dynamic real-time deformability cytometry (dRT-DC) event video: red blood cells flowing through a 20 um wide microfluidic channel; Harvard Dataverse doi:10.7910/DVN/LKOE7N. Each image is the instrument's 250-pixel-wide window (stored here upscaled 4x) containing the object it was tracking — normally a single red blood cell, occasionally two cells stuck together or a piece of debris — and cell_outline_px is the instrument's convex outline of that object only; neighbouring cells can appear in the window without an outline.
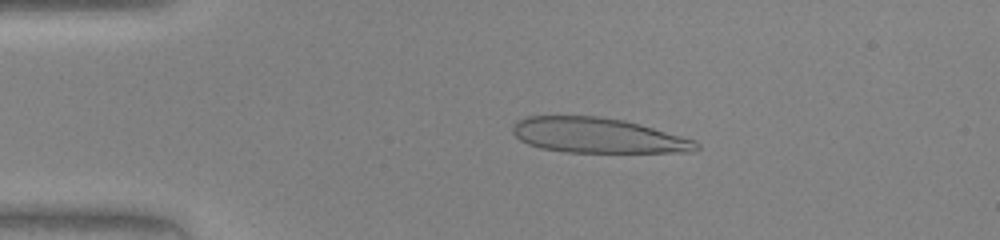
{"species": "human", "species_latin": "Homo sapiens", "temperature_condition": "warm", "stored_images_in_passage": 45, "camera_frame_rate_fps": 3000, "um_per_image_px": 0.085, "donor": {"sex": "female"}, "frame": {"image": 1, "passage_image": 8, "time_ms": 2.333, "image_size_px": [1000, 240], "cell_outline_px": [[700, 148], [692, 152], [564, 152], [540, 148], [528, 144], [520, 140], [512, 132], [512, 128], [520, 120], [528, 116], [596, 116], [624, 120], [696, 140], [700, 144]], "centroid_in_image_um": [50.83, 11.52], "position_along_channel_um": 34.2, "area_um2": 37.4}}
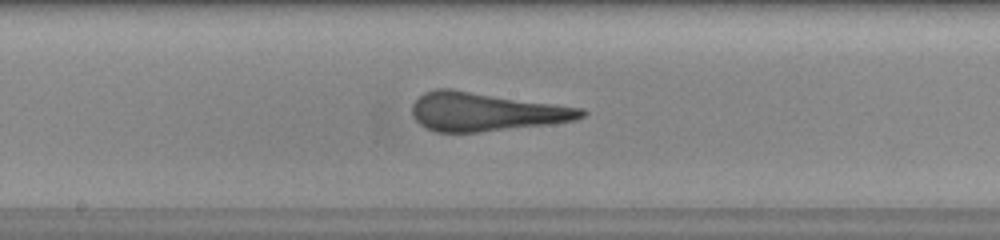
{"frame": {"image": 2, "passage_image": 23, "time_ms": 7.333, "image_size_px": [1000, 240], "cell_outline_px": [[588, 112], [584, 116], [576, 120], [548, 124], [480, 132], [436, 132], [424, 128], [416, 120], [412, 112], [412, 104], [424, 92], [436, 88], [452, 88], [584, 108]], "centroid_in_image_um": [41.28, 9.49], "position_along_channel_um": 206.9, "area_um2": 38.32}}
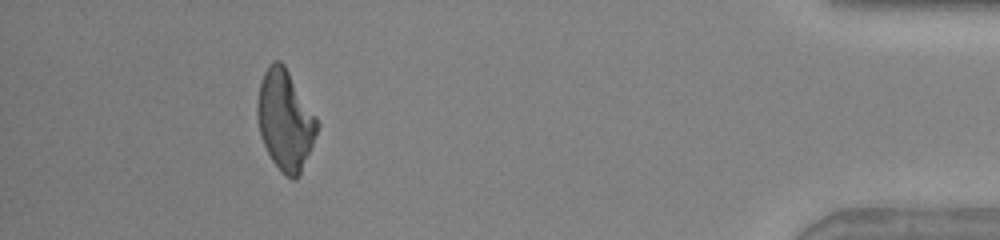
{"frame": {"image": 3, "passage_image": 41, "time_ms": 13.333, "image_size_px": [1000, 240], "cell_outline_px": [[320, 124], [312, 144], [300, 172], [296, 180], [292, 180], [280, 172], [272, 160], [260, 136], [256, 116], [256, 104], [260, 84], [264, 72], [268, 64], [272, 60], [280, 60], [284, 64], [316, 116]], "centroid_in_image_um": [24.21, 10.19], "position_along_channel_um": 411.0, "area_um2": 34.8}}